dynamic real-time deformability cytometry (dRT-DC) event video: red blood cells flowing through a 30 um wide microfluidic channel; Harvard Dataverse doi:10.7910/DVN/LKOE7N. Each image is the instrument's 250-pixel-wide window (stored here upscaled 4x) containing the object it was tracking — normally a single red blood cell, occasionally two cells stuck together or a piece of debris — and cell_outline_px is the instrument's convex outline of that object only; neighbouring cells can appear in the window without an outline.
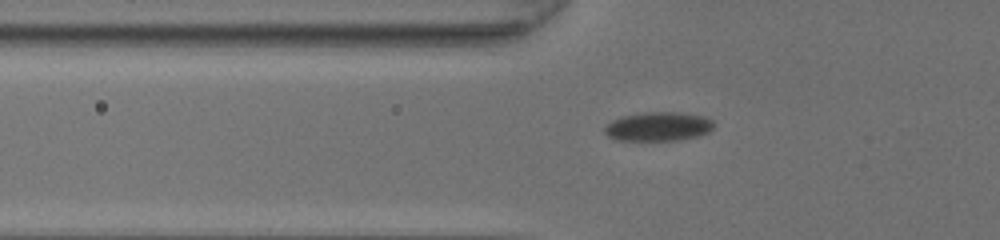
{"species": "common noctule bat (a hibernating species)", "species_latin": "Nyctalus noctula", "temperature_condition": "room temperature", "stored_images_in_passage": 40, "camera_frame_rate_fps": 3000, "um_per_image_px": 0.085, "animal": {"sex": "female", "body_mass_g": 20.0, "forearm_length_mm": 54.0}, "frame": {"image": 1, "passage_image": 8, "time_ms": 2.333, "image_size_px": [1000, 240], "cell_outline_px": [[712, 128], [708, 132], [696, 136], [676, 140], [616, 140], [608, 136], [604, 132], [604, 128], [612, 120], [624, 116], [648, 112], [676, 112], [700, 116], [712, 120]], "centroid_in_image_um": [55.91, 10.76], "position_along_channel_um": 69.9, "area_um2": 18.03}}
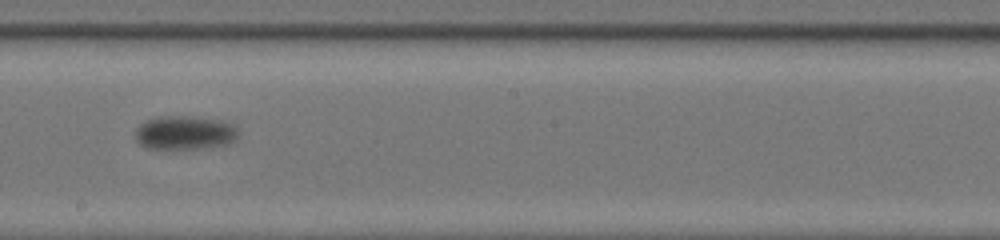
{"frame": {"image": 2, "passage_image": 21, "time_ms": 6.667, "image_size_px": [1000, 240], "cell_outline_px": [[236, 136], [228, 144], [196, 148], [148, 148], [140, 144], [136, 140], [136, 128], [140, 124], [148, 120], [164, 116], [184, 116], [216, 120], [228, 124], [236, 128]], "centroid_in_image_um": [15.63, 11.28], "position_along_channel_um": 232.6, "area_um2": 19.48}}
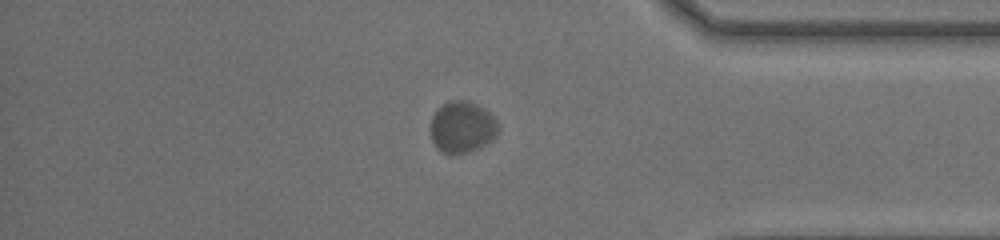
{"frame": {"image": 3, "passage_image": 35, "time_ms": 11.333, "image_size_px": [1000, 240], "cell_outline_px": [[496, 132], [484, 144], [468, 152], [440, 152], [436, 148], [432, 140], [432, 116], [448, 100], [468, 100], [484, 108], [496, 120]], "centroid_in_image_um": [39.24, 10.77], "position_along_channel_um": 396.0, "area_um2": 19.48}}